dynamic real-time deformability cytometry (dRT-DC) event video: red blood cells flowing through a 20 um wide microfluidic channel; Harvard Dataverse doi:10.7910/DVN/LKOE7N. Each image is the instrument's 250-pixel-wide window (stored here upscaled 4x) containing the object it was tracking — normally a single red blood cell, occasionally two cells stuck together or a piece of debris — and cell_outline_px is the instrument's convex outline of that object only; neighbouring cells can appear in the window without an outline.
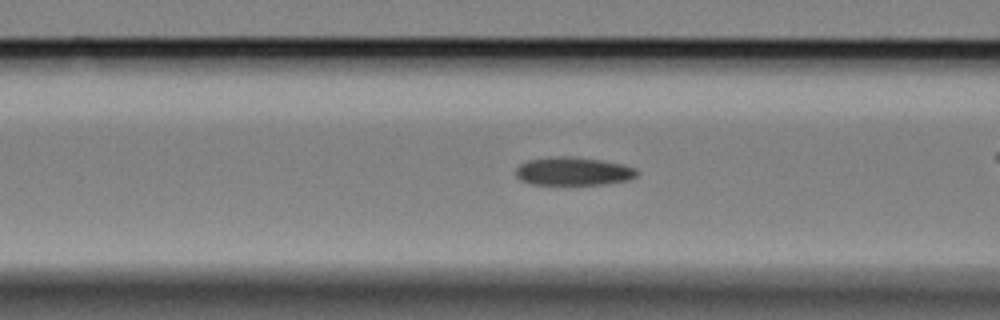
{"species": "Egyptian fruit bat (a non-hibernating species)", "species_latin": "Rousettus aegyptiacus", "temperature_condition": "cold", "stored_images_in_passage": 38, "camera_frame_rate_fps": 3000, "um_per_image_px": 0.085, "animal": {"sex": "female"}, "frame": {"image": 1, "passage_image": 8, "time_ms": 2.333, "image_size_px": [1000, 320], "cell_outline_px": [[640, 172], [632, 180], [608, 184], [532, 184], [520, 180], [516, 176], [516, 168], [520, 164], [528, 160], [556, 156], [572, 156], [600, 160], [624, 164], [636, 168]], "centroid_in_image_um": [48.78, 14.56], "position_along_channel_um": 117.8, "area_um2": 20.17}}
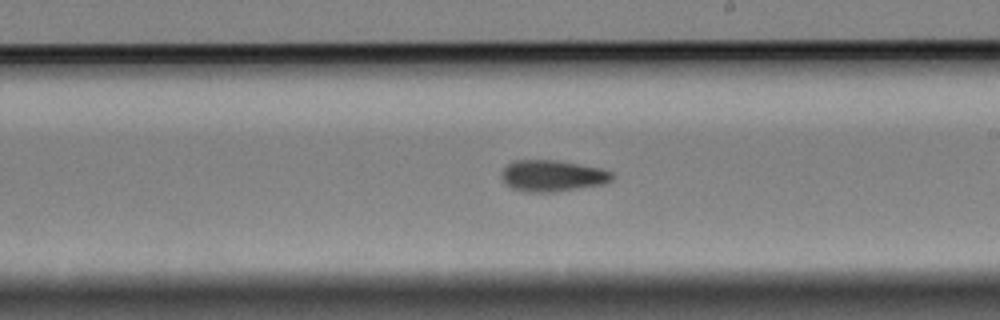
{"frame": {"image": 2, "passage_image": 19, "time_ms": 6.0, "image_size_px": [1000, 320], "cell_outline_px": [[612, 180], [600, 184], [552, 192], [524, 192], [512, 188], [504, 184], [504, 168], [512, 160], [556, 160], [600, 168], [612, 172]], "centroid_in_image_um": [46.92, 14.94], "position_along_channel_um": 242.1, "area_um2": 19.83}}
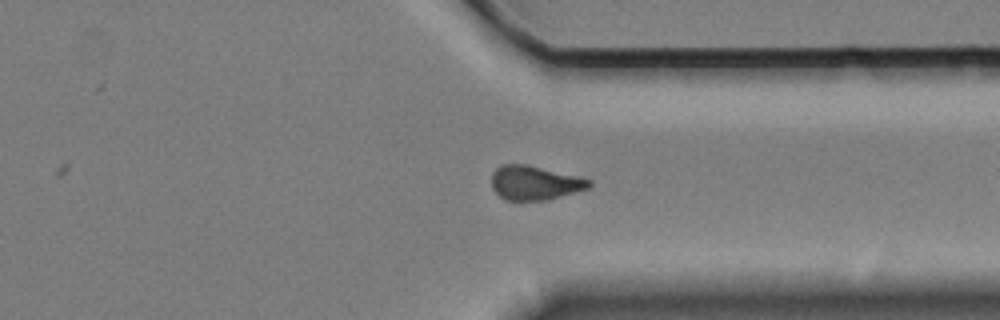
{"frame": {"image": 3, "passage_image": 30, "time_ms": 9.667, "image_size_px": [1000, 320], "cell_outline_px": [[592, 184], [588, 188], [548, 200], [508, 200], [500, 196], [492, 188], [492, 172], [500, 164], [528, 164], [580, 176], [592, 180]], "centroid_in_image_um": [45.47, 15.52], "position_along_channel_um": 365.9, "area_um2": 19.59}, "authors_computed_cell_mechanics": {"area_um2": 19.5942, "velocity_mm_per_s": 3.3812, "shape_relaxation_time_tau1_ms": 10.3036, "shape_relaxation_time_tau2_ms": 4.9098, "deformation_change_tau1": 0.1678, "deformation_change_tau2": 0.1062}}